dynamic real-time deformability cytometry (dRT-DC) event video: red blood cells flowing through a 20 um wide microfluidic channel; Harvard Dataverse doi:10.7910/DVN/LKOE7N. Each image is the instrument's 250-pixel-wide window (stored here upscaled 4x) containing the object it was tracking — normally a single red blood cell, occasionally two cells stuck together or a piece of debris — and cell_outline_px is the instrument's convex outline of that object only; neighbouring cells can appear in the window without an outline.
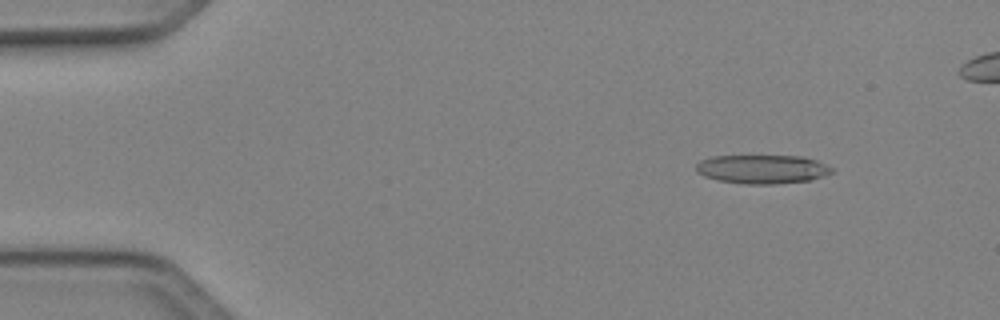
{"species": "Egyptian fruit bat (a non-hibernating species)", "species_latin": "Rousettus aegyptiacus", "temperature_condition": "cold", "stored_images_in_passage": 47, "camera_frame_rate_fps": 3000, "um_per_image_px": 0.085, "animal": {"sex": "female"}, "frame": {"image": 1, "passage_image": 6, "time_ms": 1.667, "image_size_px": [1000, 320], "cell_outline_px": [[836, 172], [812, 180], [776, 184], [744, 184], [716, 180], [704, 176], [696, 172], [696, 164], [700, 160], [712, 156], [800, 156], [816, 160], [832, 168]], "centroid_in_image_um": [64.79, 14.39], "position_along_channel_um": 20.2, "area_um2": 23.0}}
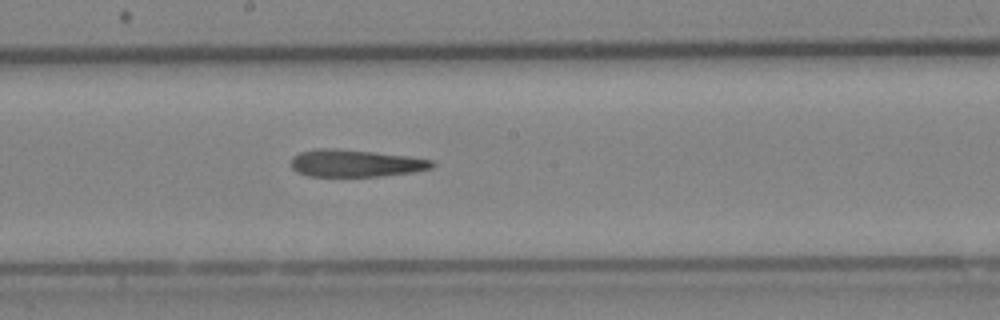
{"frame": {"image": 2, "passage_image": 27, "time_ms": 8.667, "image_size_px": [1000, 320], "cell_outline_px": [[436, 164], [432, 168], [412, 172], [380, 176], [308, 176], [296, 172], [292, 168], [292, 156], [300, 152], [316, 148], [332, 148], [372, 152], [408, 156], [432, 160]], "centroid_in_image_um": [30.19, 13.87], "position_along_channel_um": 218.0, "area_um2": 22.31}}
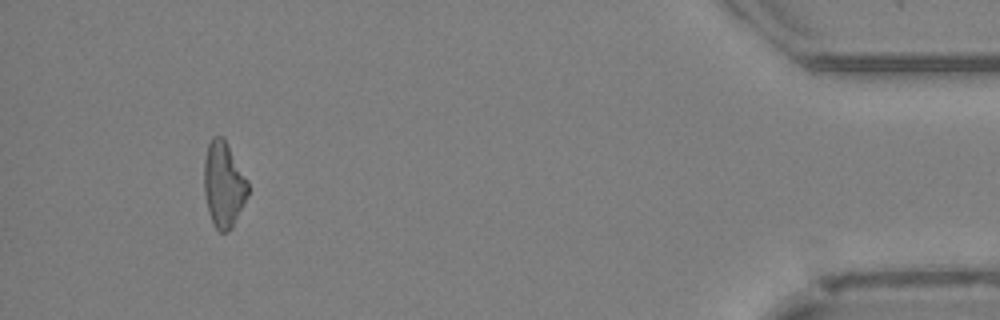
{"frame": {"image": 3, "passage_image": 46, "time_ms": 15.0, "image_size_px": [1000, 320], "cell_outline_px": [[248, 196], [232, 228], [228, 232], [220, 232], [216, 228], [208, 212], [204, 192], [204, 160], [208, 144], [212, 136], [224, 136], [248, 180]], "centroid_in_image_um": [19.01, 15.66], "position_along_channel_um": 416.2, "area_um2": 22.14}}